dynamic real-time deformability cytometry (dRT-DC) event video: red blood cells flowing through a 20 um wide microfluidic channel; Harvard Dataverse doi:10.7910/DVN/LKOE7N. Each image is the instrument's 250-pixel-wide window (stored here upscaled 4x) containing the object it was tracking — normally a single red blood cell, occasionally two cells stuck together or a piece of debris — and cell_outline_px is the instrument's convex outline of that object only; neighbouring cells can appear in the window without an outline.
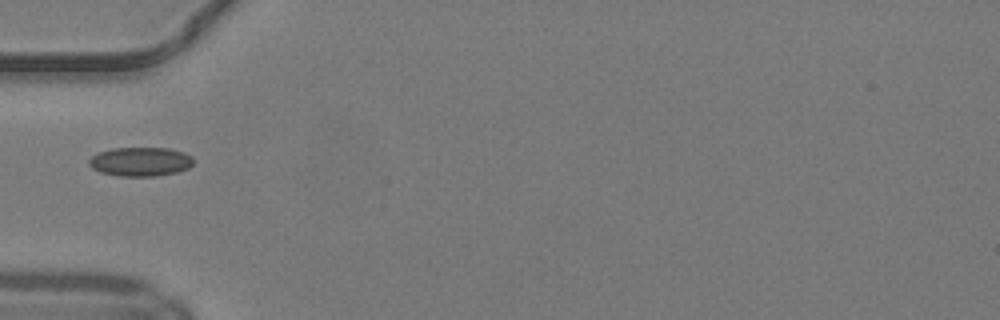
{"species": "common noctule bat (a hibernating species)", "species_latin": "Nyctalus noctula", "temperature_condition": "warm", "stored_images_in_passage": 33, "camera_frame_rate_fps": 3000, "um_per_image_px": 0.085, "animal": {"sex": "male", "body_mass_g": 19.2, "forearm_length_mm": 51.8}, "frame": {"image": 1, "passage_image": 1, "time_ms": 0.0, "image_size_px": [1000, 320], "cell_outline_px": [[192, 164], [188, 168], [176, 172], [156, 176], [116, 176], [100, 172], [92, 168], [88, 164], [88, 160], [92, 156], [100, 152], [112, 148], [168, 148], [184, 152], [192, 156]], "centroid_in_image_um": [11.92, 13.74], "position_along_channel_um": 73.1, "area_um2": 17.69}}
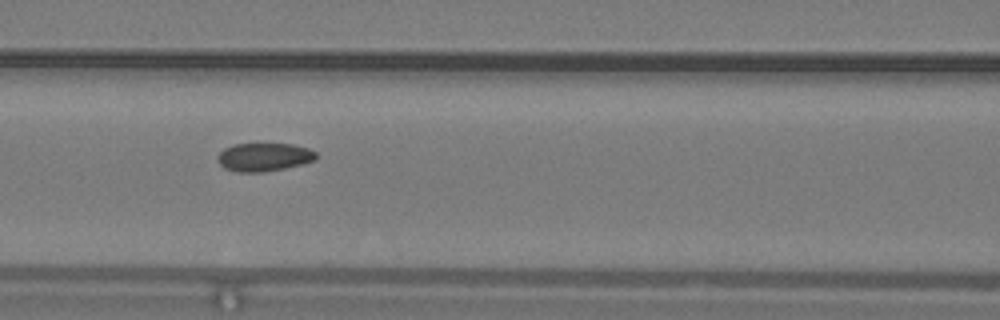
{"frame": {"image": 2, "passage_image": 6, "time_ms": 1.667, "image_size_px": [1000, 320], "cell_outline_px": [[316, 160], [304, 164], [264, 172], [236, 172], [224, 168], [216, 160], [216, 156], [224, 148], [232, 144], [292, 144], [308, 148], [316, 152]], "centroid_in_image_um": [22.42, 13.35], "position_along_channel_um": 144.2, "area_um2": 16.42}}
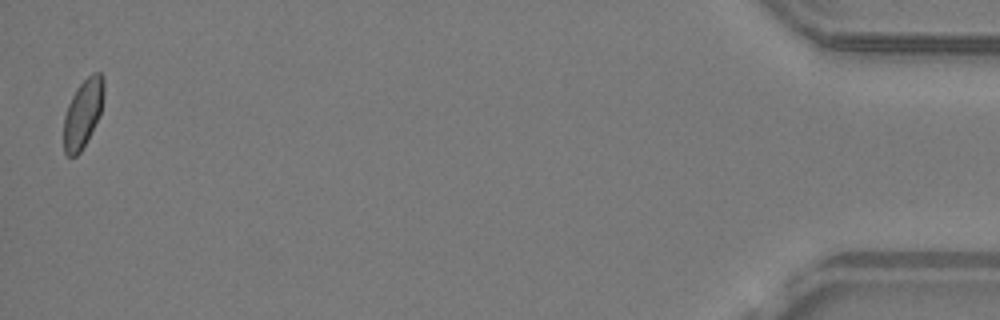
{"frame": {"image": 3, "passage_image": 33, "time_ms": 10.667, "image_size_px": [1000, 320], "cell_outline_px": [[104, 96], [100, 112], [80, 152], [76, 156], [68, 156], [64, 152], [64, 116], [68, 104], [76, 88], [92, 72], [100, 72], [104, 76]], "centroid_in_image_um": [7.04, 9.58], "position_along_channel_um": 428.2, "area_um2": 15.72}, "authors_computed_cell_mechanics": {"area_um2": 16.5886, "velocity_mm_per_s": 4.1968, "shape_relaxation_time_tau1_ms": null, "shape_relaxation_time_tau2_ms": 1.3816, "deformation_change_tau1": null, "deformation_change_tau2": 0.0425}}